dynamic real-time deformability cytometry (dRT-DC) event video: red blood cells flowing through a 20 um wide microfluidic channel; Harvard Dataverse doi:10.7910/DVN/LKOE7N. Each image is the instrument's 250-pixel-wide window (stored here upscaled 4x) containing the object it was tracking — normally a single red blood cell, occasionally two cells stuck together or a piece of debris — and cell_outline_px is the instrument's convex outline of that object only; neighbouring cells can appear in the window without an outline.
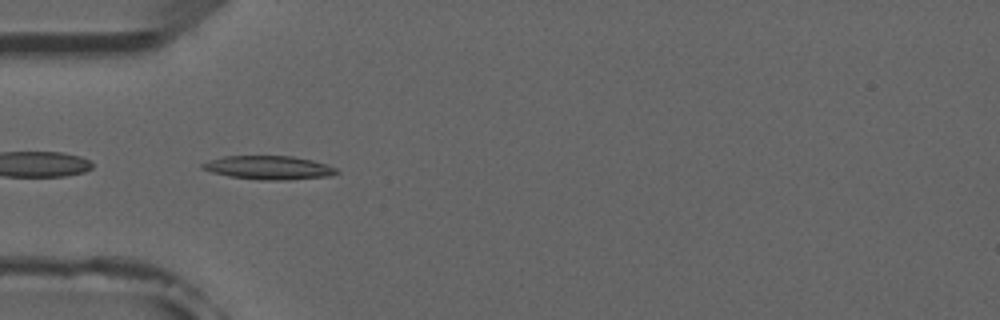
{"species": "common noctule bat (a hibernating species)", "species_latin": "Nyctalus noctula", "temperature_condition": "room temperature", "stored_images_in_passage": 2, "camera_frame_rate_fps": 3000, "um_per_image_px": 0.085, "animal": {"sex": "male", "forearm_length_mm": 52.5}, "frame": {"image": 1, "passage_image": 1, "time_ms": 0.0, "image_size_px": [1000, 320], "cell_outline_px": [[340, 172], [328, 176], [288, 180], [260, 180], [228, 176], [212, 172], [200, 168], [200, 164], [224, 156], [292, 156], [312, 160], [328, 164], [336, 168]], "centroid_in_image_um": [22.86, 14.25], "position_along_channel_um": 62.1, "area_um2": 18.5}}
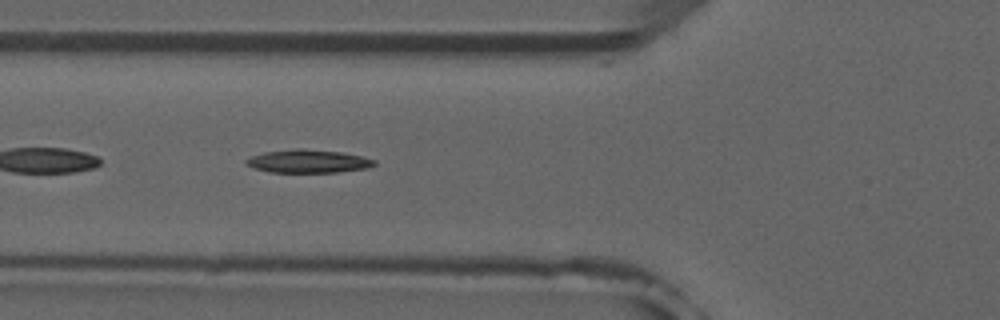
{"frame": {"image": 2, "passage_image": 2, "time_ms": 1.0, "image_size_px": [1000, 320], "cell_outline_px": [[376, 164], [368, 168], [336, 172], [268, 172], [244, 164], [244, 160], [252, 156], [264, 152], [296, 148], [304, 148], [340, 152], [360, 156], [376, 160]], "centroid_in_image_um": [26.17, 13.7], "position_along_channel_um": 99.6, "area_um2": 17.28}}